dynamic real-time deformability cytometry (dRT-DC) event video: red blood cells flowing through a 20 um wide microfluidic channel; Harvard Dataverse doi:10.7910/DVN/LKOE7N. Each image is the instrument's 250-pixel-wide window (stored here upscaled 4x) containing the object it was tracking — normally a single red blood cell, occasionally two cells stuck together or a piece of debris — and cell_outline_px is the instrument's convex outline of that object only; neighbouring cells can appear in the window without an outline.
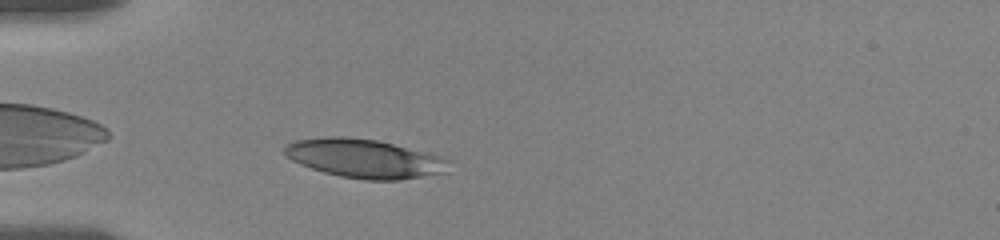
{"species": "human", "species_latin": "Homo sapiens", "temperature_condition": "room temperature", "stored_images_in_passage": 9, "camera_frame_rate_fps": 3000, "um_per_image_px": 0.085, "donor": {"sex": "female"}, "frame": {"image": 1, "passage_image": 6, "time_ms": 1.0, "image_size_px": [1000, 240], "cell_outline_px": [[448, 160], [444, 172], [400, 180], [364, 180], [340, 176], [324, 172], [300, 164], [292, 160], [284, 152], [284, 148], [288, 144], [296, 140], [328, 136], [340, 136], [376, 140], [440, 156]], "centroid_in_image_um": [30.92, 13.47], "position_along_channel_um": 54.1, "area_um2": 36.47}}